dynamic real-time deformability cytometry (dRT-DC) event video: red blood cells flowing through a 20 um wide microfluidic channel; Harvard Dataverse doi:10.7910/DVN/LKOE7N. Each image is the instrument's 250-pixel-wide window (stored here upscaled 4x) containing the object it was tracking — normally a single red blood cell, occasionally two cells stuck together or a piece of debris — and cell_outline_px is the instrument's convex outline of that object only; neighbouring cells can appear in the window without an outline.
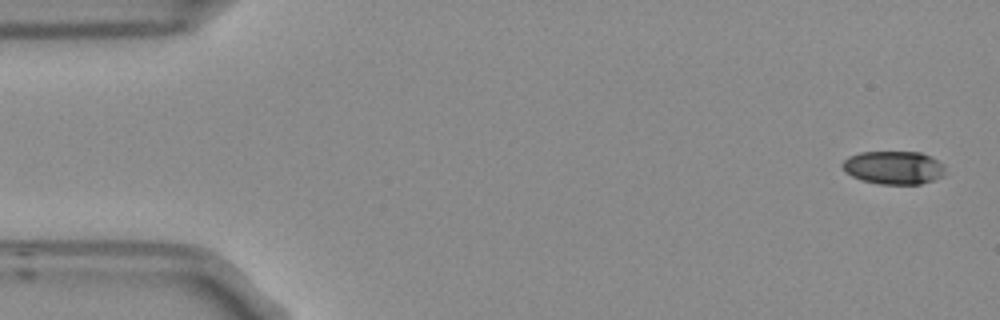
{"species": "Egyptian fruit bat (a non-hibernating species)", "species_latin": "Rousettus aegyptiacus", "temperature_condition": "room temperature", "stored_images_in_passage": 7, "camera_frame_rate_fps": 3000, "um_per_image_px": 0.085, "frame": {"image": 1, "passage_image": 1, "time_ms": 0.0, "image_size_px": [1000, 320], "cell_outline_px": [[944, 172], [940, 176], [932, 180], [920, 184], [880, 184], [864, 180], [852, 176], [844, 172], [840, 164], [848, 156], [860, 152], [920, 152], [944, 164]], "centroid_in_image_um": [75.9, 14.24], "position_along_channel_um": 9.1, "area_um2": 19.77}}
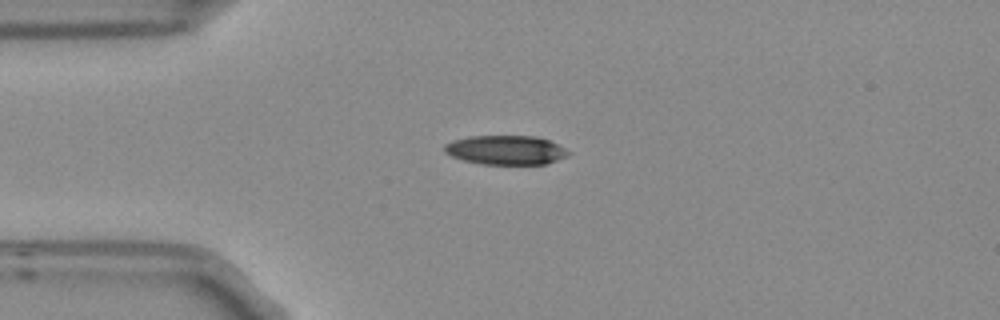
{"frame": {"image": 2, "passage_image": 4, "time_ms": 1.0, "image_size_px": [1000, 320], "cell_outline_px": [[572, 152], [568, 156], [544, 164], [480, 164], [464, 160], [452, 156], [444, 152], [444, 144], [452, 140], [468, 136], [536, 136], [548, 140]], "centroid_in_image_um": [42.97, 12.75], "position_along_channel_um": 42.0, "area_um2": 21.1}}
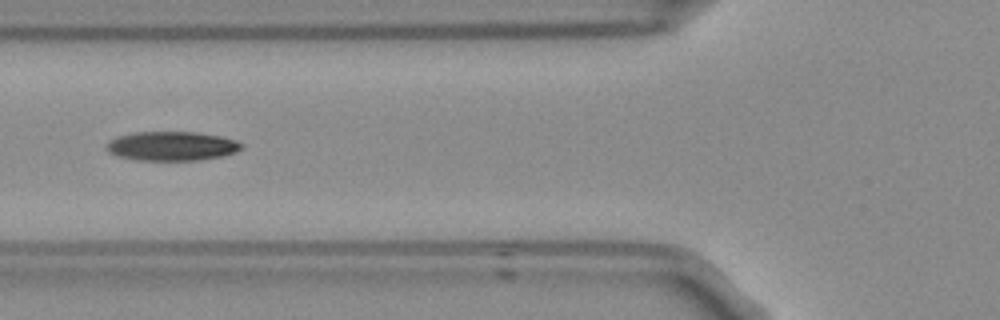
{"frame": {"image": 3, "passage_image": 6, "time_ms": 1.667, "image_size_px": [1000, 320], "cell_outline_px": [[244, 144], [236, 152], [224, 156], [200, 160], [136, 160], [120, 156], [108, 152], [104, 148], [104, 144], [108, 140], [116, 136], [132, 132], [196, 132], [220, 136], [236, 140]], "centroid_in_image_um": [14.56, 12.41], "position_along_channel_um": 111.2, "area_um2": 23.24}}